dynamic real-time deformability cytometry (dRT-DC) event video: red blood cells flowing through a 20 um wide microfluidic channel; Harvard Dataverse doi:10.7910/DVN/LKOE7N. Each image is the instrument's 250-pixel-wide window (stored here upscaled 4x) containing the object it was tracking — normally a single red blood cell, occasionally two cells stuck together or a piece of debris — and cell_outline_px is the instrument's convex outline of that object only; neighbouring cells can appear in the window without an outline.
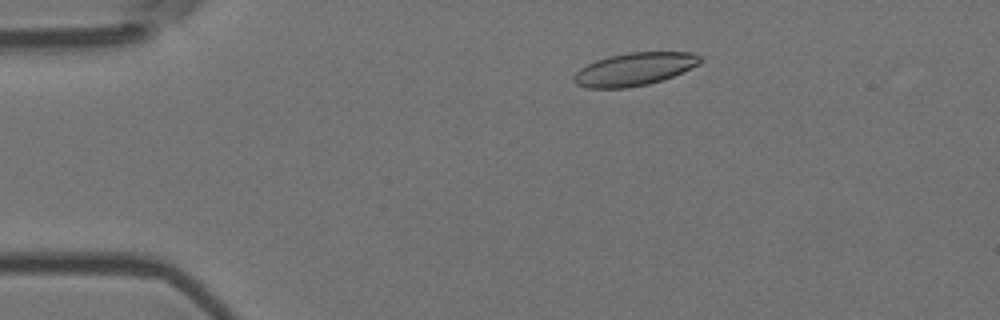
{"species": "Egyptian fruit bat (a non-hibernating species)", "species_latin": "Rousettus aegyptiacus", "temperature_condition": "room temperature", "stored_images_in_passage": 5, "camera_frame_rate_fps": 3000, "um_per_image_px": 0.085, "animal": {"sex": "female"}, "frame": {"image": 1, "passage_image": 3, "time_ms": 0.667, "image_size_px": [1000, 320], "cell_outline_px": [[700, 64], [672, 76], [648, 84], [628, 88], [588, 88], [576, 84], [572, 80], [572, 76], [580, 68], [596, 60], [608, 56], [628, 52], [692, 52], [700, 56]], "centroid_in_image_um": [53.88, 5.88], "position_along_channel_um": 31.1, "area_um2": 24.16}}
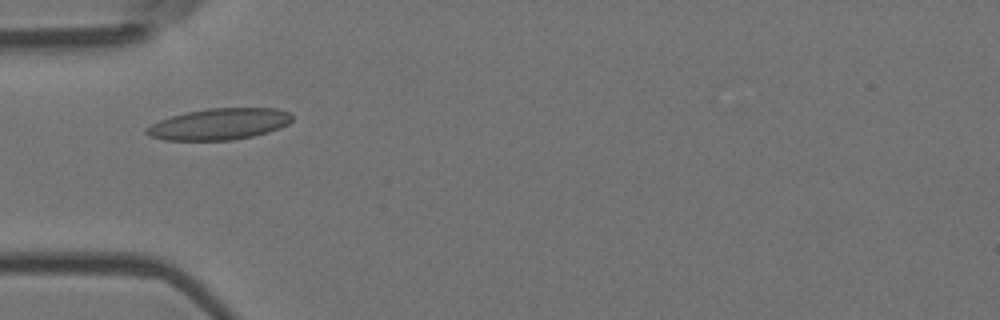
{"frame": {"image": 2, "passage_image": 5, "time_ms": 1.333, "image_size_px": [1000, 320], "cell_outline_px": [[292, 120], [288, 124], [280, 128], [268, 132], [252, 136], [232, 140], [164, 140], [152, 136], [144, 132], [144, 128], [160, 120], [172, 116], [188, 112], [208, 108], [276, 108], [288, 112], [292, 116]], "centroid_in_image_um": [18.65, 10.54], "position_along_channel_um": 66.4, "area_um2": 26.47}}